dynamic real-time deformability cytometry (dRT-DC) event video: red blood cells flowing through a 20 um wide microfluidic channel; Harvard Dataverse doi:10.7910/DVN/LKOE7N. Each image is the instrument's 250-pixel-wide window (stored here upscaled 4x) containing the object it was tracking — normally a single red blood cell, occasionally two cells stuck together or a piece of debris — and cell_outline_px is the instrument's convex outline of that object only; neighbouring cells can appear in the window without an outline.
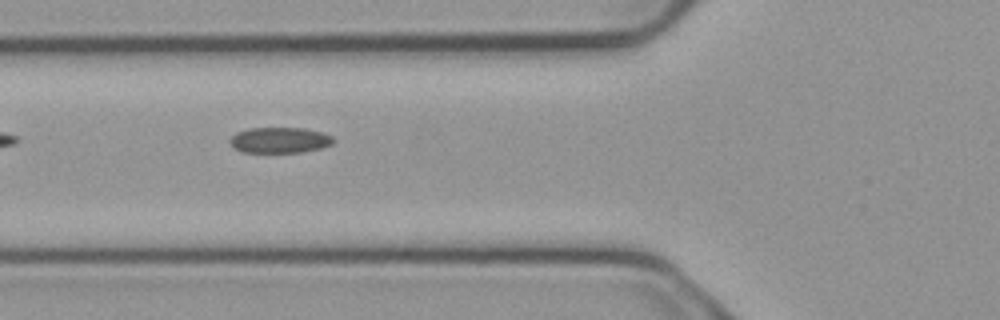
{"species": "common noctule bat (a hibernating species)", "species_latin": "Nyctalus noctula", "temperature_condition": "cold", "stored_images_in_passage": 6, "camera_frame_rate_fps": 3000, "um_per_image_px": 0.085, "animal": {"sex": "male", "body_mass_g": 23.1, "forearm_length_mm": 52.7}, "frame": {"image": 1, "passage_image": 5, "time_ms": 1.333, "image_size_px": [1000, 320], "cell_outline_px": [[336, 140], [332, 144], [320, 148], [300, 152], [240, 152], [232, 148], [228, 140], [236, 132], [248, 128], [304, 128], [320, 132], [332, 136]], "centroid_in_image_um": [23.73, 11.91], "position_along_channel_um": 102.1, "area_um2": 15.61}}
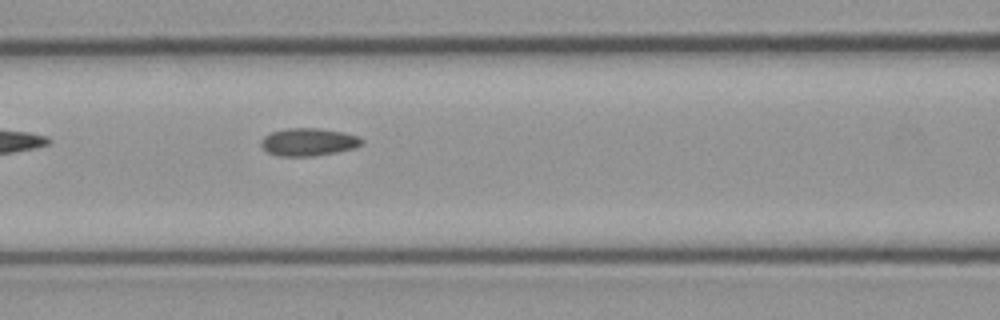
{"frame": {"image": 2, "passage_image": 6, "time_ms": 1.667, "image_size_px": [1000, 320], "cell_outline_px": [[364, 144], [352, 148], [336, 152], [312, 156], [280, 156], [268, 152], [260, 144], [260, 140], [264, 136], [272, 132], [284, 128], [320, 128], [344, 132], [360, 136], [364, 140]], "centroid_in_image_um": [26.24, 12.05], "position_along_channel_um": 140.4, "area_um2": 16.36}}